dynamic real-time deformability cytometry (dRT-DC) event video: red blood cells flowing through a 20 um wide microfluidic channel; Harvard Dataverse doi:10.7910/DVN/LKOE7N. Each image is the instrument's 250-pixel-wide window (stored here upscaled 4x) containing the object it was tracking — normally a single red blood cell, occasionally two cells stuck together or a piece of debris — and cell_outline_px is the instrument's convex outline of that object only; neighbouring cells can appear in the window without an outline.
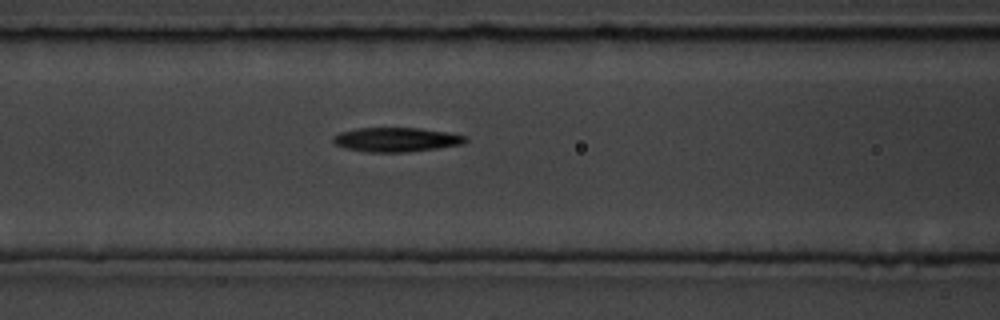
{"species": "common noctule bat (a hibernating species)", "species_latin": "Nyctalus noctula", "temperature_condition": "room temperature", "stored_images_in_passage": 20, "camera_frame_rate_fps": 3000, "um_per_image_px": 0.085, "animal": {"sex": "male", "body_mass_g": 19.5, "forearm_length_mm": 54.6}, "frame": {"image": 1, "passage_image": 15, "time_ms": 4.667, "image_size_px": [1000, 320], "cell_outline_px": [[468, 140], [464, 144], [408, 152], [368, 152], [344, 148], [336, 144], [332, 140], [332, 136], [340, 132], [356, 128], [420, 128], [448, 132], [468, 136]], "centroid_in_image_um": [33.69, 11.86], "position_along_channel_um": 132.9, "area_um2": 18.84}}